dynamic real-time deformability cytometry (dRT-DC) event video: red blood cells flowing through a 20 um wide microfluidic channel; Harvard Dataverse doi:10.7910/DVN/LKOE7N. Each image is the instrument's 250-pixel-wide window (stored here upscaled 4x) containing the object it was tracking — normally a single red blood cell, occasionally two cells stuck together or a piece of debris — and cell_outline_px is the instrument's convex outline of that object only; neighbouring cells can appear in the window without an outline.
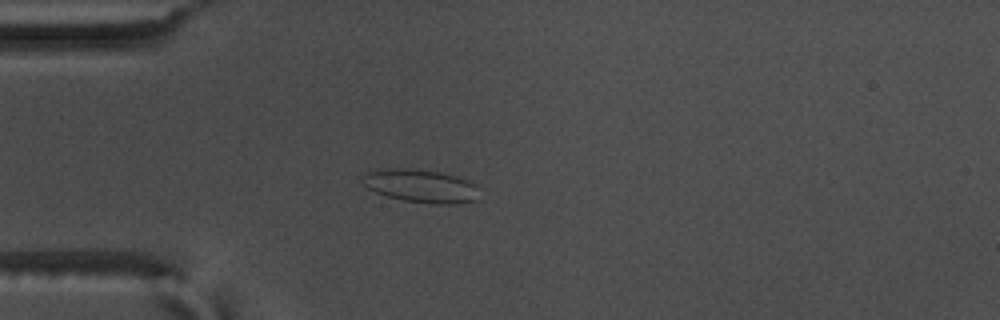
{"species": "common noctule bat (a hibernating species)", "species_latin": "Nyctalus noctula", "temperature_condition": "warm", "stored_images_in_passage": 55, "camera_frame_rate_fps": 3000, "um_per_image_px": 0.085, "animal": {"sex": "male", "body_mass_g": 17.5, "forearm_length_mm": 52.3}, "frame": {"image": 1, "passage_image": 15, "time_ms": 4.667, "image_size_px": [1000, 320], "cell_outline_px": [[480, 200], [456, 204], [432, 204], [404, 200], [388, 196], [376, 192], [368, 188], [360, 180], [360, 176], [376, 168], [408, 168], [440, 172], [456, 176], [468, 180], [476, 184]], "centroid_in_image_um": [35.78, 15.8], "position_along_channel_um": 49.2, "area_um2": 22.95}}
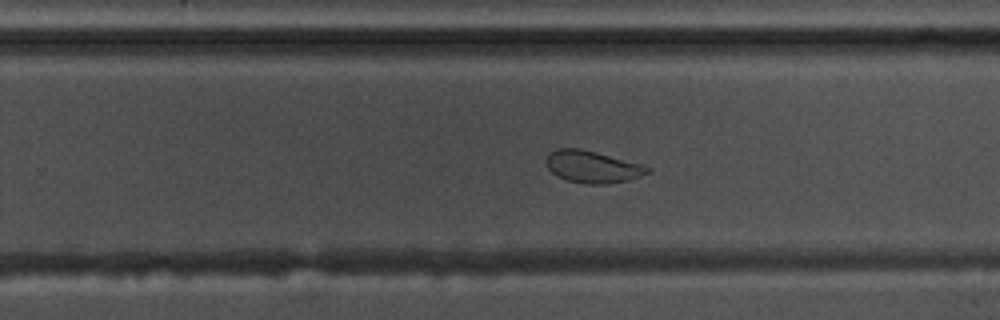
{"frame": {"image": 2, "passage_image": 35, "time_ms": 11.333, "image_size_px": [1000, 320], "cell_outline_px": [[652, 172], [628, 180], [604, 184], [588, 184], [568, 180], [556, 176], [548, 168], [544, 160], [548, 152], [556, 148], [580, 148], [596, 152], [640, 164], [652, 168]], "centroid_in_image_um": [50.32, 14.17], "position_along_channel_um": 279.5, "area_um2": 18.96}}
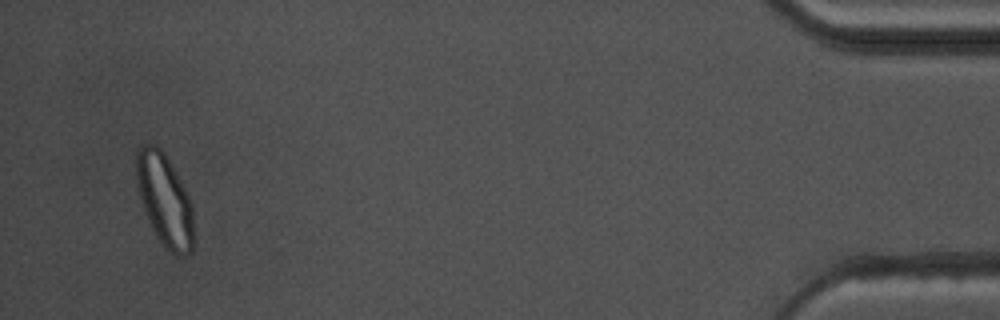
{"frame": {"image": 3, "passage_image": 53, "time_ms": 17.333, "image_size_px": [1000, 320], "cell_outline_px": [[192, 252], [184, 256], [176, 256], [164, 248], [156, 236], [148, 220], [136, 184], [136, 148], [140, 144], [156, 144], [164, 152], [184, 188], [192, 204]], "centroid_in_image_um": [13.96, 16.99], "position_along_channel_um": 421.2, "area_um2": 30.69}, "authors_computed_cell_mechanics": {"area_um2": 24.1604, "velocity_mm_per_s": 3.6676, "shape_relaxation_time_tau1_ms": null, "shape_relaxation_time_tau2_ms": 0.9641, "deformation_change_tau1": null, "deformation_change_tau2": 0.0507}}